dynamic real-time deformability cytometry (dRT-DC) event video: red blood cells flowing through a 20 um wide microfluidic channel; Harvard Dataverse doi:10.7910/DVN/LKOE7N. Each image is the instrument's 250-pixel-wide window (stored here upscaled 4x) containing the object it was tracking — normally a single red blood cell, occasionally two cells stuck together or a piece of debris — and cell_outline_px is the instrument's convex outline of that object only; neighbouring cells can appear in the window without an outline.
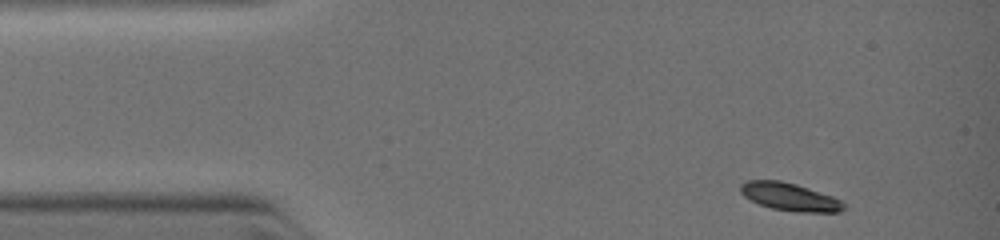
{"species": "common noctule bat (a hibernating species)", "species_latin": "Nyctalus noctula", "temperature_condition": "warm", "stored_images_in_passage": 19, "camera_frame_rate_fps": 3000, "um_per_image_px": 0.085, "animal": {"sex": "female", "body_mass_g": 19.0, "forearm_length_mm": 51.5}, "frame": {"image": 1, "passage_image": 1, "time_ms": 0.0, "image_size_px": [1000, 240], "cell_outline_px": [[848, 208], [840, 212], [796, 212], [772, 208], [760, 204], [744, 196], [740, 192], [740, 184], [744, 180], [780, 180], [796, 184], [832, 196], [840, 200]], "centroid_in_image_um": [67.13, 16.73], "position_along_channel_um": 17.9, "area_um2": 16.76}}
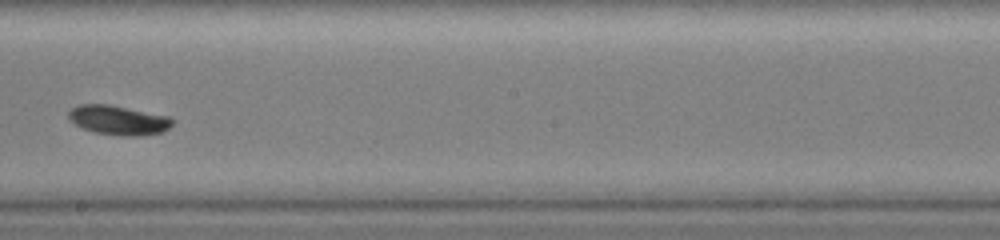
{"frame": {"image": 2, "passage_image": 11, "time_ms": 5.667, "image_size_px": [1000, 240], "cell_outline_px": [[172, 124], [164, 132], [144, 136], [120, 136], [96, 132], [84, 128], [68, 120], [68, 112], [72, 108], [80, 104], [108, 104], [168, 116], [172, 120]], "centroid_in_image_um": [10.06, 10.22], "position_along_channel_um": 238.1, "area_um2": 17.74}}
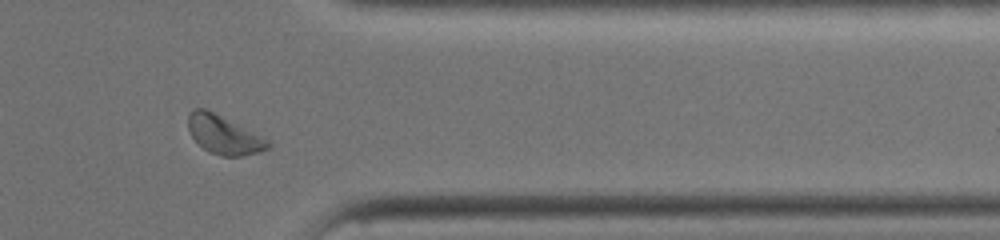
{"frame": {"image": 3, "passage_image": 16, "time_ms": 8.667, "image_size_px": [1000, 240], "cell_outline_px": [[272, 144], [268, 148], [260, 152], [244, 156], [220, 156], [208, 152], [192, 136], [188, 128], [188, 116], [192, 108], [204, 108], [268, 140]], "centroid_in_image_um": [19.01, 11.48], "position_along_channel_um": 392.4, "area_um2": 17.51}}